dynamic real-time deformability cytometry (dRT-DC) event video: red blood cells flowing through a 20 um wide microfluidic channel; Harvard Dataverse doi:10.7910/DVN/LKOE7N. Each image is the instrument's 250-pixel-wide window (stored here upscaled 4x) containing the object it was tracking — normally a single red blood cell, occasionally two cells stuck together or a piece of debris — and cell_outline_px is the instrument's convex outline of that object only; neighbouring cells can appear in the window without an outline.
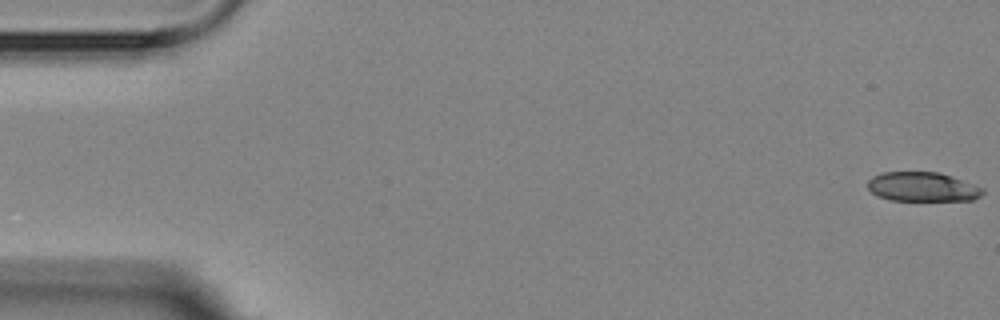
{"species": "Egyptian fruit bat (a non-hibernating species)", "species_latin": "Rousettus aegyptiacus", "temperature_condition": "room temperature", "stored_images_in_passage": 5, "camera_frame_rate_fps": 3000, "um_per_image_px": 0.085, "animal": {"sex": "female"}, "frame": {"image": 1, "passage_image": 1, "time_ms": 0.0, "image_size_px": [1000, 320], "cell_outline_px": [[984, 192], [980, 196], [972, 200], [888, 200], [876, 196], [868, 188], [868, 180], [872, 176], [880, 172], [940, 172], [952, 176], [984, 188]], "centroid_in_image_um": [78.39, 15.87], "position_along_channel_um": 6.6, "area_um2": 19.77}}
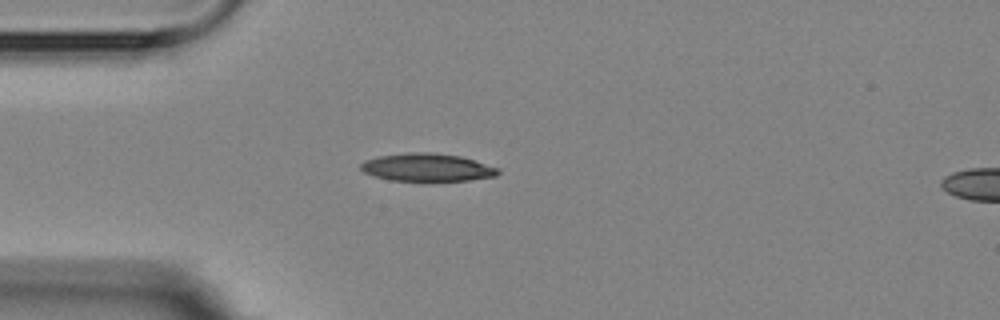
{"frame": {"image": 2, "passage_image": 5, "time_ms": 4.667, "image_size_px": [1000, 320], "cell_outline_px": [[500, 172], [496, 176], [468, 180], [388, 180], [364, 172], [360, 168], [360, 164], [364, 160], [380, 156], [408, 152], [432, 152], [460, 156], [476, 160], [500, 168]], "centroid_in_image_um": [36.33, 14.21], "position_along_channel_um": 48.7, "area_um2": 22.2}}